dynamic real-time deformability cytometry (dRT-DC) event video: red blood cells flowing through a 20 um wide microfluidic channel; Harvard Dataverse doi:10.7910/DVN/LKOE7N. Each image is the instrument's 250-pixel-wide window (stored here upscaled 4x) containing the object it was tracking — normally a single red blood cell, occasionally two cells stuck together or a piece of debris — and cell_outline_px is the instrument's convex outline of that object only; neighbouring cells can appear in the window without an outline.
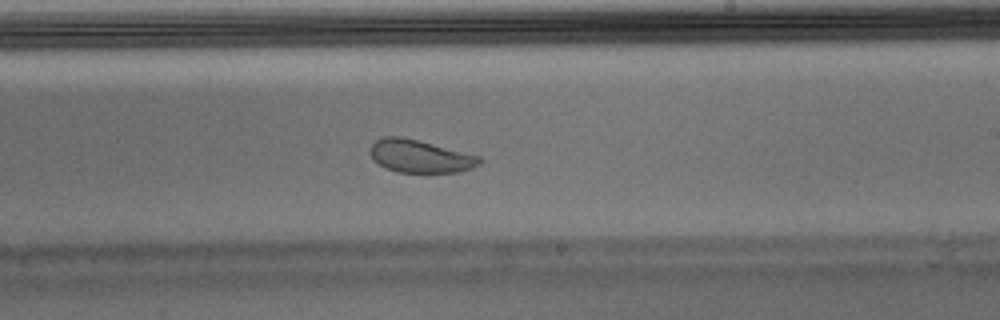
{"species": "Egyptian fruit bat (a non-hibernating species)", "species_latin": "Rousettus aegyptiacus", "temperature_condition": "warm", "stored_images_in_passage": 40, "segment_of_instrument_passage": [1, 2], "camera_frame_rate_fps": 3000, "um_per_image_px": 0.085, "animal": {"sex": "male"}, "frame": {"image": 1, "passage_image": 17, "time_ms": 5.333, "image_size_px": [1000, 320], "cell_outline_px": [[484, 160], [480, 164], [472, 168], [460, 172], [400, 172], [384, 168], [372, 160], [372, 144], [376, 140], [384, 136], [400, 136], [480, 156]], "centroid_in_image_um": [35.72, 13.29], "position_along_channel_um": 253.3, "area_um2": 20.69}}
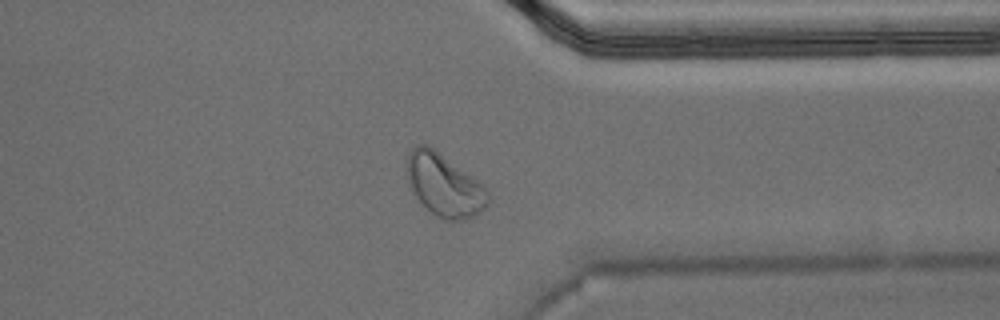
{"frame": {"image": 2, "passage_image": 27, "time_ms": 8.667, "image_size_px": [1000, 320], "cell_outline_px": [[488, 204], [480, 212], [472, 216], [460, 220], [448, 220], [436, 216], [412, 192], [404, 168], [408, 152], [416, 144], [428, 144], [484, 184], [488, 192]], "centroid_in_image_um": [37.73, 15.69], "position_along_channel_um": 373.7, "area_um2": 29.59}}
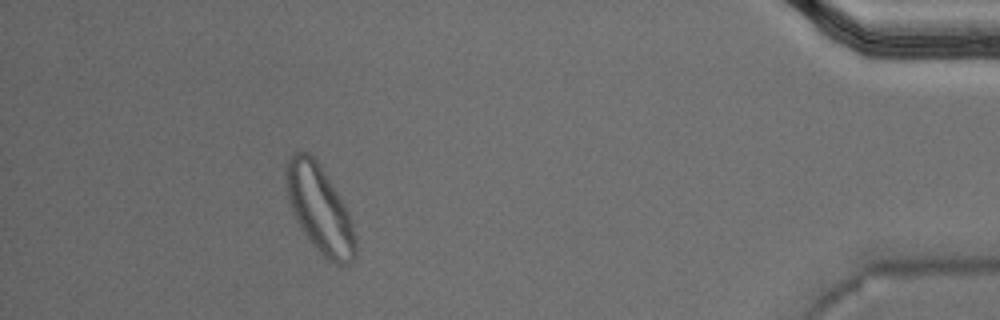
{"frame": {"image": 3, "passage_image": 34, "time_ms": 11.0, "image_size_px": [1000, 320], "cell_outline_px": [[356, 256], [352, 264], [336, 264], [328, 260], [316, 248], [304, 232], [288, 200], [284, 176], [284, 168], [288, 156], [296, 152], [308, 152], [316, 160], [336, 192], [348, 212], [356, 240]], "centroid_in_image_um": [27.15, 17.76], "position_along_channel_um": 408.0, "area_um2": 34.62}}